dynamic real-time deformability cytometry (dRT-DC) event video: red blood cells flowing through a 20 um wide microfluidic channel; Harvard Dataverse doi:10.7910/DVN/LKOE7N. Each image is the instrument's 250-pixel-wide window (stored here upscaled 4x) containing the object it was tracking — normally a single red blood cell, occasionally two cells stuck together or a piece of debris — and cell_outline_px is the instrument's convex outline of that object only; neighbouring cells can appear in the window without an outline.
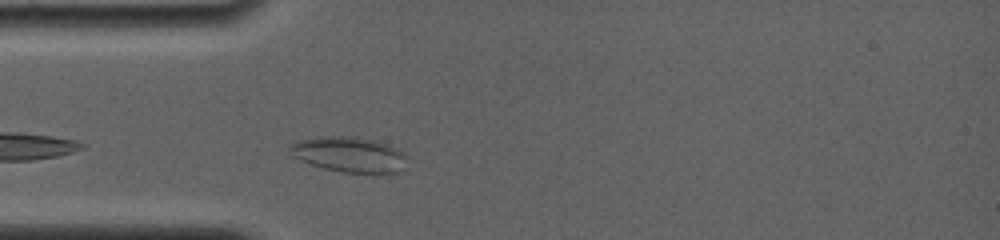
{"species": "common noctule bat (a hibernating species)", "species_latin": "Nyctalus noctula", "temperature_condition": "room temperature", "stored_images_in_passage": 36, "camera_frame_rate_fps": 4000, "um_per_image_px": 0.085, "animal": {"sex": "female", "body_mass_g": 19.0, "forearm_length_mm": 56.7}, "frame": {"image": 1, "passage_image": 1, "time_ms": 0.0, "image_size_px": [1000, 240], "cell_outline_px": [[404, 156], [400, 172], [340, 172], [324, 168], [300, 160], [292, 156], [288, 152], [288, 144], [300, 140], [320, 136], [356, 136], [376, 140], [388, 144], [404, 152]], "centroid_in_image_um": [29.6, 13.1], "position_along_channel_um": 55.4, "area_um2": 23.99}}
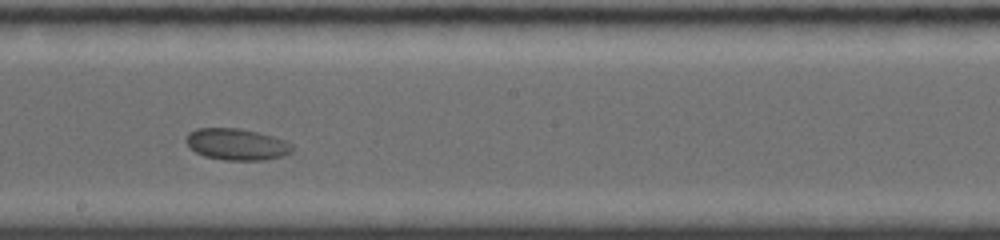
{"frame": {"image": 2, "passage_image": 21, "time_ms": 4.75, "image_size_px": [1000, 240], "cell_outline_px": [[292, 152], [280, 156], [264, 160], [224, 160], [204, 156], [196, 152], [184, 140], [188, 132], [196, 128], [240, 128], [272, 136], [284, 140], [292, 144]], "centroid_in_image_um": [20.09, 12.26], "position_along_channel_um": 228.1, "area_um2": 19.42}}
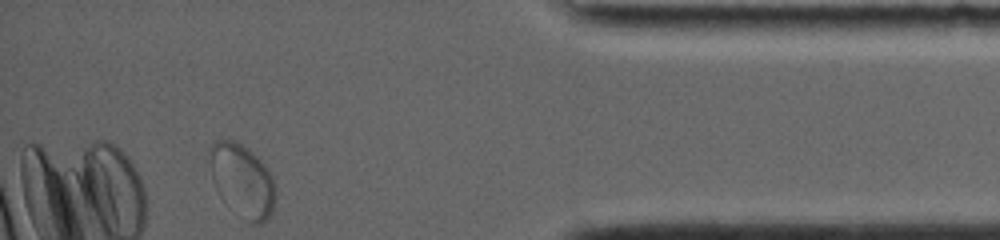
{"frame": {"image": 3, "passage_image": 36, "time_ms": 10.5, "image_size_px": [1000, 240], "cell_outline_px": [[276, 196], [272, 212], [260, 224], [252, 224], [220, 196], [216, 192], [212, 180], [208, 152], [212, 144], [220, 140], [232, 140], [240, 144], [256, 156], [268, 168], [272, 176], [276, 188]], "centroid_in_image_um": [20.6, 15.33], "position_along_channel_um": 414.6, "area_um2": 27.63}}